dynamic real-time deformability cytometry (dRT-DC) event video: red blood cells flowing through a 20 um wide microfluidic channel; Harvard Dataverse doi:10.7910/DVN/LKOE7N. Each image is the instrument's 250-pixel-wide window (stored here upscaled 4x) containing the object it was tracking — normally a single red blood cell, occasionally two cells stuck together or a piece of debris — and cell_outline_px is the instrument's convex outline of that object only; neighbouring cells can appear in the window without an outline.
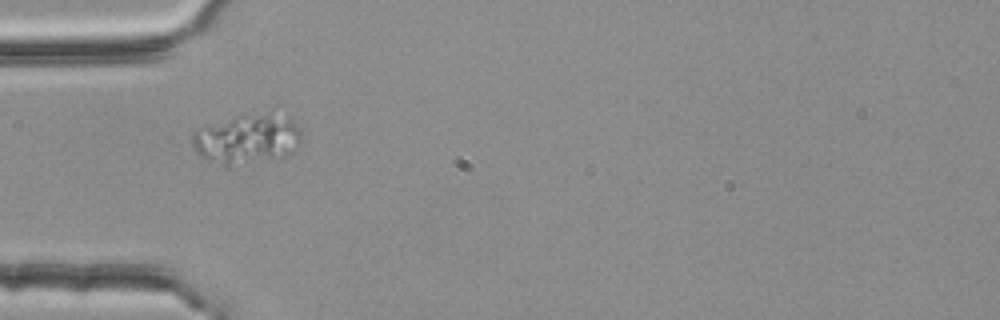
{"species": "common noctule bat (a hibernating species)", "species_latin": "Nyctalus noctula", "temperature_condition": "room temperature", "stored_images_in_passage": 39, "camera_frame_rate_fps": 3000, "um_per_image_px": 0.085, "animal": {"sex": "female", "body_mass_g": 25.1}, "frame": {"image": 1, "passage_image": 1, "time_ms": 0.0, "image_size_px": [1000, 320], "cell_outline_px": [[300, 140], [296, 152], [288, 156], [228, 168], [204, 156], [192, 144], [192, 132], [244, 116], [272, 108], [292, 120], [300, 128]], "centroid_in_image_um": [21.16, 11.83], "position_along_channel_um": 63.8, "area_um2": 31.56}}
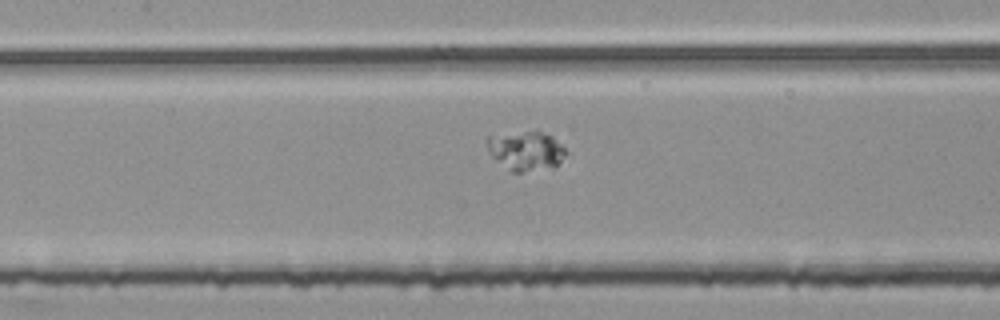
{"frame": {"image": 2, "passage_image": 9, "time_ms": 2.667, "image_size_px": [1000, 320], "cell_outline_px": [[568, 152], [552, 168], [520, 172], [508, 172], [488, 152], [484, 140], [488, 136], [536, 128], [552, 136]], "centroid_in_image_um": [44.65, 12.78], "position_along_channel_um": 162.8, "area_um2": 18.67}}
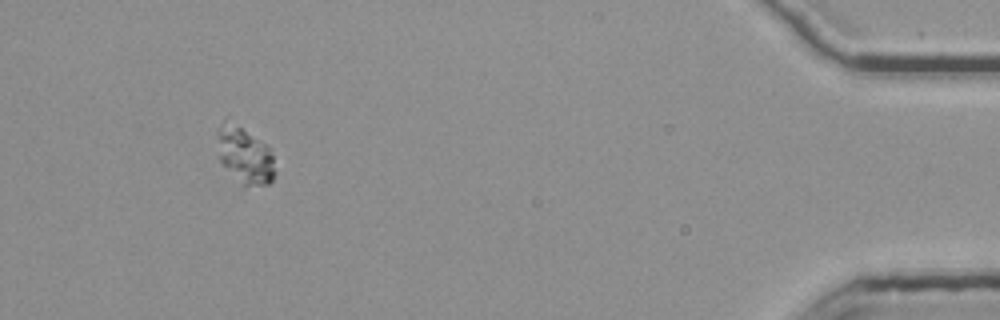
{"frame": {"image": 3, "passage_image": 35, "time_ms": 11.333, "image_size_px": [1000, 320], "cell_outline_px": [[276, 172], [272, 180], [268, 184], [244, 184], [216, 156], [216, 128], [224, 116], [228, 116], [264, 144], [268, 148], [272, 156]], "centroid_in_image_um": [20.72, 13.05], "position_along_channel_um": 414.5, "area_um2": 19.07}}